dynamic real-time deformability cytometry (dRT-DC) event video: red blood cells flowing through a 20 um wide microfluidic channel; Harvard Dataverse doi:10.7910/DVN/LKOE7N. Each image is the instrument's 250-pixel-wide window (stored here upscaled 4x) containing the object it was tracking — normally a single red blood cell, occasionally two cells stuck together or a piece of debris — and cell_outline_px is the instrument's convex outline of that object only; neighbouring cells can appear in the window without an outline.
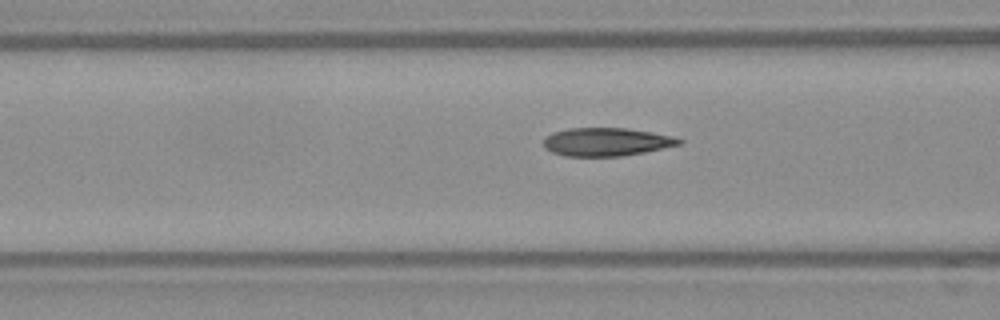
{"species": "Egyptian fruit bat (a non-hibernating species)", "species_latin": "Rousettus aegyptiacus", "temperature_condition": "warm", "stored_images_in_passage": 27, "camera_frame_rate_fps": 3000, "um_per_image_px": 0.085, "frame": {"image": 1, "passage_image": 6, "time_ms": 1.667, "image_size_px": [1000, 320], "cell_outline_px": [[684, 144], [644, 152], [620, 156], [564, 156], [552, 152], [544, 148], [544, 140], [552, 132], [568, 128], [628, 128], [652, 132], [672, 136], [684, 140]], "centroid_in_image_um": [51.57, 12.06], "position_along_channel_um": 115.0, "area_um2": 22.37}}
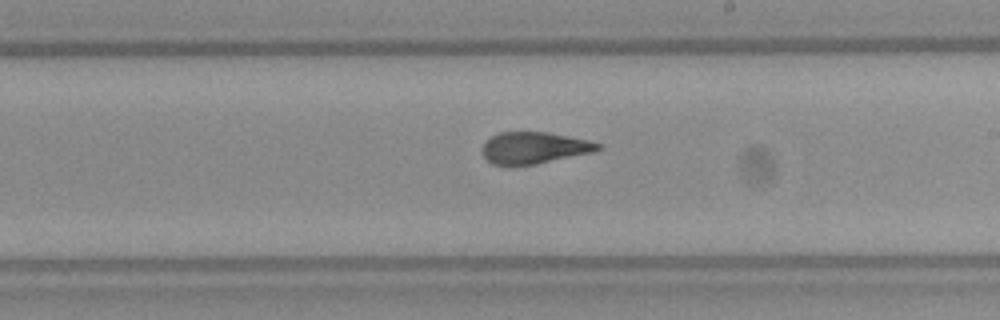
{"frame": {"image": 2, "passage_image": 16, "time_ms": 5.0, "image_size_px": [1000, 320], "cell_outline_px": [[604, 148], [592, 152], [536, 164], [492, 164], [480, 152], [484, 144], [492, 136], [500, 132], [548, 132], [588, 140], [600, 144]], "centroid_in_image_um": [45.41, 12.55], "position_along_channel_um": 243.6, "area_um2": 21.04}}
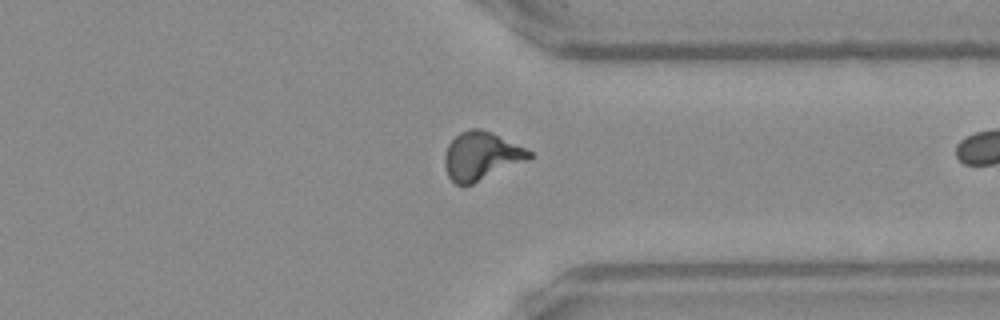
{"frame": {"image": 3, "passage_image": 26, "time_ms": 8.333, "image_size_px": [1000, 320], "cell_outline_px": [[532, 156], [524, 160], [472, 184], [456, 184], [448, 176], [444, 164], [444, 156], [448, 144], [460, 132], [472, 128], [480, 128], [492, 132], [532, 152]], "centroid_in_image_um": [40.84, 13.23], "position_along_channel_um": 370.6, "area_um2": 23.06}}